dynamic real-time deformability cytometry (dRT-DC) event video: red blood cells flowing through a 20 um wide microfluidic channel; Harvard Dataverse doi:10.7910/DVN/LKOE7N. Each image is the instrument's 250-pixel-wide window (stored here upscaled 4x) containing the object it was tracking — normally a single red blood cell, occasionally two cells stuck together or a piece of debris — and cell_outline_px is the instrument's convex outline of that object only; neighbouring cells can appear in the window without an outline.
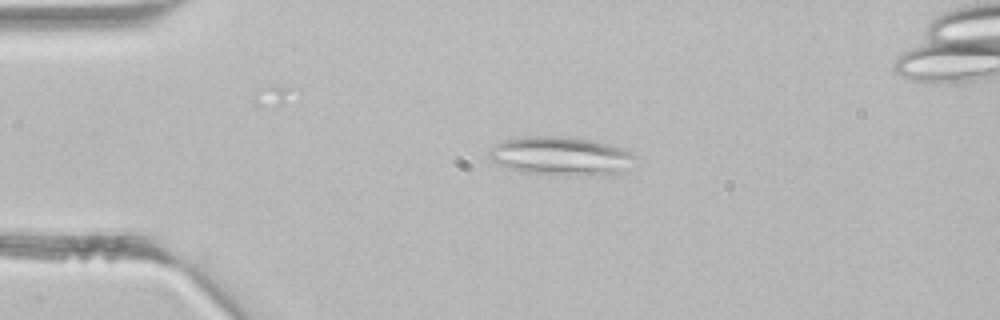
{"species": "common noctule bat (a hibernating species)", "species_latin": "Nyctalus noctula", "temperature_condition": "room temperature", "stored_images_in_passage": 43, "camera_frame_rate_fps": 3000, "um_per_image_px": 0.085, "animal": {"sex": "male", "body_mass_g": 21.5, "forearm_length_mm": 52.0}, "frame": {"image": 1, "passage_image": 9, "time_ms": 2.667, "image_size_px": [1000, 320], "cell_outline_px": [[636, 156], [624, 172], [520, 172], [500, 164], [492, 160], [488, 156], [488, 152], [496, 144], [504, 140], [528, 136], [568, 136], [596, 140], [632, 152]], "centroid_in_image_um": [47.63, 13.18], "position_along_channel_um": 37.4, "area_um2": 31.33}}
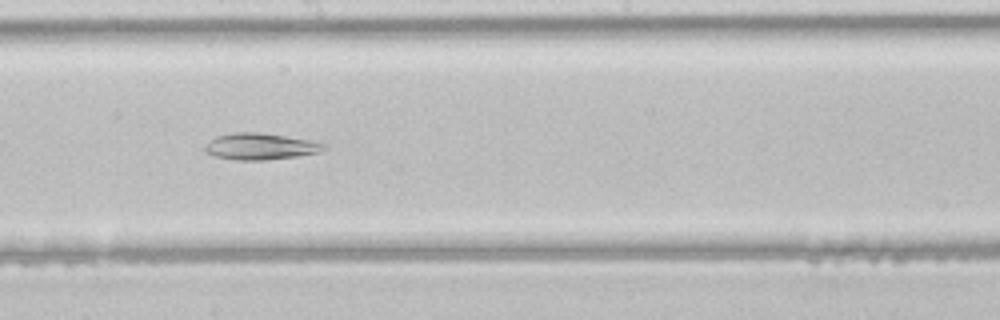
{"frame": {"image": 2, "passage_image": 23, "time_ms": 7.333, "image_size_px": [1000, 320], "cell_outline_px": [[328, 148], [316, 152], [296, 156], [264, 160], [236, 160], [216, 156], [208, 152], [204, 148], [216, 136], [236, 132], [256, 132], [284, 136], [308, 140], [328, 144]], "centroid_in_image_um": [22.16, 12.44], "position_along_channel_um": 226.0, "area_um2": 17.92}}
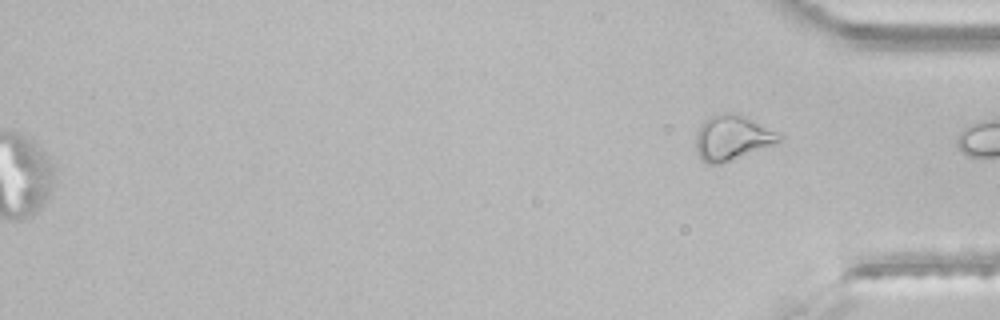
{"frame": {"image": 3, "passage_image": 43, "time_ms": 14.0, "image_size_px": [1000, 320], "cell_outline_px": [[784, 136], [776, 144], [720, 164], [704, 164], [700, 160], [696, 152], [696, 132], [700, 124], [712, 112], [732, 112], [744, 116], [780, 132]], "centroid_in_image_um": [62.2, 11.69], "position_along_channel_um": 373.0, "area_um2": 22.43}}